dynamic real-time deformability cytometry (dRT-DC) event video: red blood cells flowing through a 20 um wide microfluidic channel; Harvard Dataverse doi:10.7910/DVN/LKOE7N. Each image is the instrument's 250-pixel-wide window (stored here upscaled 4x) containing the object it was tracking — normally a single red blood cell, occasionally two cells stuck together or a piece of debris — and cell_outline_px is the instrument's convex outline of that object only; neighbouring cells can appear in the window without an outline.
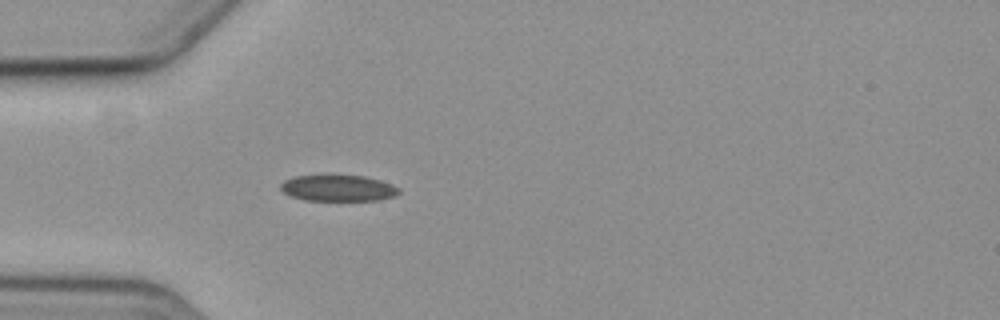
{"species": "common noctule bat (a hibernating species)", "species_latin": "Nyctalus noctula", "temperature_condition": "cold", "stored_images_in_passage": 4, "camera_frame_rate_fps": 3000, "um_per_image_px": 0.085, "animal": {"sex": "female", "body_mass_g": 19.3, "forearm_length_mm": 54.1}, "frame": {"image": 1, "passage_image": 4, "time_ms": 4.0, "image_size_px": [1000, 320], "cell_outline_px": [[400, 192], [392, 196], [376, 200], [304, 200], [292, 196], [284, 192], [280, 188], [280, 184], [284, 180], [296, 176], [364, 176], [380, 180], [392, 184], [400, 188]], "centroid_in_image_um": [28.74, 15.99], "position_along_channel_um": 56.3, "area_um2": 17.74}}